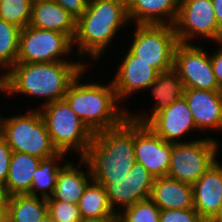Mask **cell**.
Listing matches in <instances>:
<instances>
[{"mask_svg": "<svg viewBox=\"0 0 222 222\" xmlns=\"http://www.w3.org/2000/svg\"><path fill=\"white\" fill-rule=\"evenodd\" d=\"M31 10L30 0H1L0 19L23 29L30 23Z\"/></svg>", "mask_w": 222, "mask_h": 222, "instance_id": "83f0119b", "label": "cell"}, {"mask_svg": "<svg viewBox=\"0 0 222 222\" xmlns=\"http://www.w3.org/2000/svg\"><path fill=\"white\" fill-rule=\"evenodd\" d=\"M196 129H222V90L185 89Z\"/></svg>", "mask_w": 222, "mask_h": 222, "instance_id": "2e32d148", "label": "cell"}, {"mask_svg": "<svg viewBox=\"0 0 222 222\" xmlns=\"http://www.w3.org/2000/svg\"><path fill=\"white\" fill-rule=\"evenodd\" d=\"M160 222H206L194 208L160 210Z\"/></svg>", "mask_w": 222, "mask_h": 222, "instance_id": "4dcf8cb0", "label": "cell"}, {"mask_svg": "<svg viewBox=\"0 0 222 222\" xmlns=\"http://www.w3.org/2000/svg\"><path fill=\"white\" fill-rule=\"evenodd\" d=\"M82 219L102 218L116 213L112 210L105 187L92 180L78 202Z\"/></svg>", "mask_w": 222, "mask_h": 222, "instance_id": "d4e9b609", "label": "cell"}, {"mask_svg": "<svg viewBox=\"0 0 222 222\" xmlns=\"http://www.w3.org/2000/svg\"><path fill=\"white\" fill-rule=\"evenodd\" d=\"M209 222H222V202L221 205L219 206L217 213Z\"/></svg>", "mask_w": 222, "mask_h": 222, "instance_id": "74e56055", "label": "cell"}, {"mask_svg": "<svg viewBox=\"0 0 222 222\" xmlns=\"http://www.w3.org/2000/svg\"><path fill=\"white\" fill-rule=\"evenodd\" d=\"M179 3L180 0H126L127 16L136 25H174Z\"/></svg>", "mask_w": 222, "mask_h": 222, "instance_id": "ac0fdd59", "label": "cell"}, {"mask_svg": "<svg viewBox=\"0 0 222 222\" xmlns=\"http://www.w3.org/2000/svg\"><path fill=\"white\" fill-rule=\"evenodd\" d=\"M85 69L80 61L16 62L7 71V93L42 97L47 99L43 105L64 100L72 81Z\"/></svg>", "mask_w": 222, "mask_h": 222, "instance_id": "7a4b0ae2", "label": "cell"}, {"mask_svg": "<svg viewBox=\"0 0 222 222\" xmlns=\"http://www.w3.org/2000/svg\"><path fill=\"white\" fill-rule=\"evenodd\" d=\"M192 188L194 209L209 222L222 202V165L216 162L192 185Z\"/></svg>", "mask_w": 222, "mask_h": 222, "instance_id": "e0dca14e", "label": "cell"}, {"mask_svg": "<svg viewBox=\"0 0 222 222\" xmlns=\"http://www.w3.org/2000/svg\"><path fill=\"white\" fill-rule=\"evenodd\" d=\"M83 159L92 179L104 187L112 179L126 177L136 163L134 121L126 119L116 128L95 132Z\"/></svg>", "mask_w": 222, "mask_h": 222, "instance_id": "6da1fadb", "label": "cell"}, {"mask_svg": "<svg viewBox=\"0 0 222 222\" xmlns=\"http://www.w3.org/2000/svg\"><path fill=\"white\" fill-rule=\"evenodd\" d=\"M32 4H35V3H43V2H49V1H52V0H30Z\"/></svg>", "mask_w": 222, "mask_h": 222, "instance_id": "b9f144b4", "label": "cell"}, {"mask_svg": "<svg viewBox=\"0 0 222 222\" xmlns=\"http://www.w3.org/2000/svg\"><path fill=\"white\" fill-rule=\"evenodd\" d=\"M29 25L66 34L72 40L76 32V19L54 1L32 4Z\"/></svg>", "mask_w": 222, "mask_h": 222, "instance_id": "44dd1931", "label": "cell"}, {"mask_svg": "<svg viewBox=\"0 0 222 222\" xmlns=\"http://www.w3.org/2000/svg\"><path fill=\"white\" fill-rule=\"evenodd\" d=\"M154 180L155 177L137 162L126 177L112 179L105 186L112 210L115 211L116 204L125 209L138 201L150 198Z\"/></svg>", "mask_w": 222, "mask_h": 222, "instance_id": "4fadbf2b", "label": "cell"}, {"mask_svg": "<svg viewBox=\"0 0 222 222\" xmlns=\"http://www.w3.org/2000/svg\"><path fill=\"white\" fill-rule=\"evenodd\" d=\"M218 141L203 138L172 144L168 177L193 185L216 162Z\"/></svg>", "mask_w": 222, "mask_h": 222, "instance_id": "ba28073f", "label": "cell"}, {"mask_svg": "<svg viewBox=\"0 0 222 222\" xmlns=\"http://www.w3.org/2000/svg\"><path fill=\"white\" fill-rule=\"evenodd\" d=\"M80 222H120L118 212L102 218L81 219Z\"/></svg>", "mask_w": 222, "mask_h": 222, "instance_id": "e575fe53", "label": "cell"}, {"mask_svg": "<svg viewBox=\"0 0 222 222\" xmlns=\"http://www.w3.org/2000/svg\"><path fill=\"white\" fill-rule=\"evenodd\" d=\"M12 157L11 148L3 137L0 138V184L4 185L8 177L10 161Z\"/></svg>", "mask_w": 222, "mask_h": 222, "instance_id": "1f68e13d", "label": "cell"}, {"mask_svg": "<svg viewBox=\"0 0 222 222\" xmlns=\"http://www.w3.org/2000/svg\"><path fill=\"white\" fill-rule=\"evenodd\" d=\"M50 135L52 144L58 150L68 154L77 150L83 158L93 138V132L76 115L65 100L42 105L40 111Z\"/></svg>", "mask_w": 222, "mask_h": 222, "instance_id": "5b68a950", "label": "cell"}, {"mask_svg": "<svg viewBox=\"0 0 222 222\" xmlns=\"http://www.w3.org/2000/svg\"><path fill=\"white\" fill-rule=\"evenodd\" d=\"M68 11L76 20L81 17L87 9L89 0H52Z\"/></svg>", "mask_w": 222, "mask_h": 222, "instance_id": "d6a6232c", "label": "cell"}, {"mask_svg": "<svg viewBox=\"0 0 222 222\" xmlns=\"http://www.w3.org/2000/svg\"><path fill=\"white\" fill-rule=\"evenodd\" d=\"M2 122H3V118L0 115V138L2 137Z\"/></svg>", "mask_w": 222, "mask_h": 222, "instance_id": "7bdbcfd3", "label": "cell"}, {"mask_svg": "<svg viewBox=\"0 0 222 222\" xmlns=\"http://www.w3.org/2000/svg\"><path fill=\"white\" fill-rule=\"evenodd\" d=\"M220 48L218 51L214 52L213 55H210L213 73L215 75L218 85L222 88V41L219 42Z\"/></svg>", "mask_w": 222, "mask_h": 222, "instance_id": "836d02e7", "label": "cell"}, {"mask_svg": "<svg viewBox=\"0 0 222 222\" xmlns=\"http://www.w3.org/2000/svg\"><path fill=\"white\" fill-rule=\"evenodd\" d=\"M0 222H6V213L4 206H0Z\"/></svg>", "mask_w": 222, "mask_h": 222, "instance_id": "ab89813d", "label": "cell"}, {"mask_svg": "<svg viewBox=\"0 0 222 222\" xmlns=\"http://www.w3.org/2000/svg\"><path fill=\"white\" fill-rule=\"evenodd\" d=\"M48 213L55 222H80L81 216L78 205L71 202L63 203L61 201L46 198Z\"/></svg>", "mask_w": 222, "mask_h": 222, "instance_id": "f546056e", "label": "cell"}, {"mask_svg": "<svg viewBox=\"0 0 222 222\" xmlns=\"http://www.w3.org/2000/svg\"><path fill=\"white\" fill-rule=\"evenodd\" d=\"M175 33L180 43H189L195 36H202L218 43L222 41L212 0H180L174 23Z\"/></svg>", "mask_w": 222, "mask_h": 222, "instance_id": "30bf717a", "label": "cell"}, {"mask_svg": "<svg viewBox=\"0 0 222 222\" xmlns=\"http://www.w3.org/2000/svg\"><path fill=\"white\" fill-rule=\"evenodd\" d=\"M126 21V0H89L86 11L76 20L73 45H78V54L89 53L97 61Z\"/></svg>", "mask_w": 222, "mask_h": 222, "instance_id": "3957f363", "label": "cell"}, {"mask_svg": "<svg viewBox=\"0 0 222 222\" xmlns=\"http://www.w3.org/2000/svg\"><path fill=\"white\" fill-rule=\"evenodd\" d=\"M0 65V69H1ZM6 92L7 93V71L1 76H0V92Z\"/></svg>", "mask_w": 222, "mask_h": 222, "instance_id": "8d00e7d4", "label": "cell"}, {"mask_svg": "<svg viewBox=\"0 0 222 222\" xmlns=\"http://www.w3.org/2000/svg\"><path fill=\"white\" fill-rule=\"evenodd\" d=\"M122 210L116 211L120 222H160V209L150 198Z\"/></svg>", "mask_w": 222, "mask_h": 222, "instance_id": "f1b7e54d", "label": "cell"}, {"mask_svg": "<svg viewBox=\"0 0 222 222\" xmlns=\"http://www.w3.org/2000/svg\"><path fill=\"white\" fill-rule=\"evenodd\" d=\"M134 149L136 162L155 178L168 175L172 143L156 135L145 123L134 121Z\"/></svg>", "mask_w": 222, "mask_h": 222, "instance_id": "7c38bea8", "label": "cell"}, {"mask_svg": "<svg viewBox=\"0 0 222 222\" xmlns=\"http://www.w3.org/2000/svg\"><path fill=\"white\" fill-rule=\"evenodd\" d=\"M148 88H152V95L156 101L153 112L151 111L150 115L148 113L132 115L128 112L127 119L145 123L153 114L181 99L185 90L184 84L174 68L160 72Z\"/></svg>", "mask_w": 222, "mask_h": 222, "instance_id": "ffe728a7", "label": "cell"}, {"mask_svg": "<svg viewBox=\"0 0 222 222\" xmlns=\"http://www.w3.org/2000/svg\"><path fill=\"white\" fill-rule=\"evenodd\" d=\"M185 89L222 90L218 85L211 57L200 46L178 43L174 53V67Z\"/></svg>", "mask_w": 222, "mask_h": 222, "instance_id": "8fae6325", "label": "cell"}, {"mask_svg": "<svg viewBox=\"0 0 222 222\" xmlns=\"http://www.w3.org/2000/svg\"><path fill=\"white\" fill-rule=\"evenodd\" d=\"M212 3L218 26L222 30V0H212Z\"/></svg>", "mask_w": 222, "mask_h": 222, "instance_id": "d590c367", "label": "cell"}, {"mask_svg": "<svg viewBox=\"0 0 222 222\" xmlns=\"http://www.w3.org/2000/svg\"><path fill=\"white\" fill-rule=\"evenodd\" d=\"M73 40L66 34L27 25L21 29L16 62L48 63L64 60L71 52ZM63 56V59L61 58Z\"/></svg>", "mask_w": 222, "mask_h": 222, "instance_id": "9c48e42d", "label": "cell"}, {"mask_svg": "<svg viewBox=\"0 0 222 222\" xmlns=\"http://www.w3.org/2000/svg\"><path fill=\"white\" fill-rule=\"evenodd\" d=\"M40 161V158L27 153L12 152L8 177L3 185L6 197L30 192L34 171Z\"/></svg>", "mask_w": 222, "mask_h": 222, "instance_id": "603a6c76", "label": "cell"}, {"mask_svg": "<svg viewBox=\"0 0 222 222\" xmlns=\"http://www.w3.org/2000/svg\"><path fill=\"white\" fill-rule=\"evenodd\" d=\"M178 43L173 25H136L129 50L160 73L174 67Z\"/></svg>", "mask_w": 222, "mask_h": 222, "instance_id": "52a82bcc", "label": "cell"}, {"mask_svg": "<svg viewBox=\"0 0 222 222\" xmlns=\"http://www.w3.org/2000/svg\"><path fill=\"white\" fill-rule=\"evenodd\" d=\"M82 74L84 70L72 81L64 96L70 108L93 133L121 125L127 119V112L118 106L112 82L81 84Z\"/></svg>", "mask_w": 222, "mask_h": 222, "instance_id": "277c9868", "label": "cell"}, {"mask_svg": "<svg viewBox=\"0 0 222 222\" xmlns=\"http://www.w3.org/2000/svg\"><path fill=\"white\" fill-rule=\"evenodd\" d=\"M65 155L66 153L59 152L50 158L41 159L39 166L34 171L29 195L38 196L37 192H39L40 197L50 198L56 186L57 175L62 168L56 162L62 161Z\"/></svg>", "mask_w": 222, "mask_h": 222, "instance_id": "484cf974", "label": "cell"}, {"mask_svg": "<svg viewBox=\"0 0 222 222\" xmlns=\"http://www.w3.org/2000/svg\"><path fill=\"white\" fill-rule=\"evenodd\" d=\"M145 124L168 143H181V136L197 130L192 113L184 97L153 114Z\"/></svg>", "mask_w": 222, "mask_h": 222, "instance_id": "5bb4252c", "label": "cell"}, {"mask_svg": "<svg viewBox=\"0 0 222 222\" xmlns=\"http://www.w3.org/2000/svg\"><path fill=\"white\" fill-rule=\"evenodd\" d=\"M150 199L160 210L194 208L192 185L168 176L155 178Z\"/></svg>", "mask_w": 222, "mask_h": 222, "instance_id": "d6986e66", "label": "cell"}, {"mask_svg": "<svg viewBox=\"0 0 222 222\" xmlns=\"http://www.w3.org/2000/svg\"><path fill=\"white\" fill-rule=\"evenodd\" d=\"M6 195L3 189V185L0 184V206H5Z\"/></svg>", "mask_w": 222, "mask_h": 222, "instance_id": "f35d334b", "label": "cell"}, {"mask_svg": "<svg viewBox=\"0 0 222 222\" xmlns=\"http://www.w3.org/2000/svg\"><path fill=\"white\" fill-rule=\"evenodd\" d=\"M81 163L87 166L85 167L89 170L87 175L83 172V170H79L77 169L78 167H74L71 162L64 164L57 175L56 186L53 194L50 196L51 200L78 204L87 185L93 180L88 163L83 158H80V162L78 164L79 167L82 166Z\"/></svg>", "mask_w": 222, "mask_h": 222, "instance_id": "7402d4cb", "label": "cell"}, {"mask_svg": "<svg viewBox=\"0 0 222 222\" xmlns=\"http://www.w3.org/2000/svg\"><path fill=\"white\" fill-rule=\"evenodd\" d=\"M118 73L112 80L119 103L133 92L147 89L157 78L159 72L144 61L138 60L129 49Z\"/></svg>", "mask_w": 222, "mask_h": 222, "instance_id": "9a60e30c", "label": "cell"}, {"mask_svg": "<svg viewBox=\"0 0 222 222\" xmlns=\"http://www.w3.org/2000/svg\"><path fill=\"white\" fill-rule=\"evenodd\" d=\"M6 222H40L48 213L46 198L29 194L6 197Z\"/></svg>", "mask_w": 222, "mask_h": 222, "instance_id": "cb8c5ba5", "label": "cell"}, {"mask_svg": "<svg viewBox=\"0 0 222 222\" xmlns=\"http://www.w3.org/2000/svg\"><path fill=\"white\" fill-rule=\"evenodd\" d=\"M40 110L3 119L2 137L12 152L27 153L40 159L59 153L52 144Z\"/></svg>", "mask_w": 222, "mask_h": 222, "instance_id": "8992f818", "label": "cell"}, {"mask_svg": "<svg viewBox=\"0 0 222 222\" xmlns=\"http://www.w3.org/2000/svg\"><path fill=\"white\" fill-rule=\"evenodd\" d=\"M40 222H55L52 217L47 213Z\"/></svg>", "mask_w": 222, "mask_h": 222, "instance_id": "60d3db41", "label": "cell"}, {"mask_svg": "<svg viewBox=\"0 0 222 222\" xmlns=\"http://www.w3.org/2000/svg\"><path fill=\"white\" fill-rule=\"evenodd\" d=\"M21 29L0 19V65L9 70L17 61Z\"/></svg>", "mask_w": 222, "mask_h": 222, "instance_id": "4316f807", "label": "cell"}]
</instances>
